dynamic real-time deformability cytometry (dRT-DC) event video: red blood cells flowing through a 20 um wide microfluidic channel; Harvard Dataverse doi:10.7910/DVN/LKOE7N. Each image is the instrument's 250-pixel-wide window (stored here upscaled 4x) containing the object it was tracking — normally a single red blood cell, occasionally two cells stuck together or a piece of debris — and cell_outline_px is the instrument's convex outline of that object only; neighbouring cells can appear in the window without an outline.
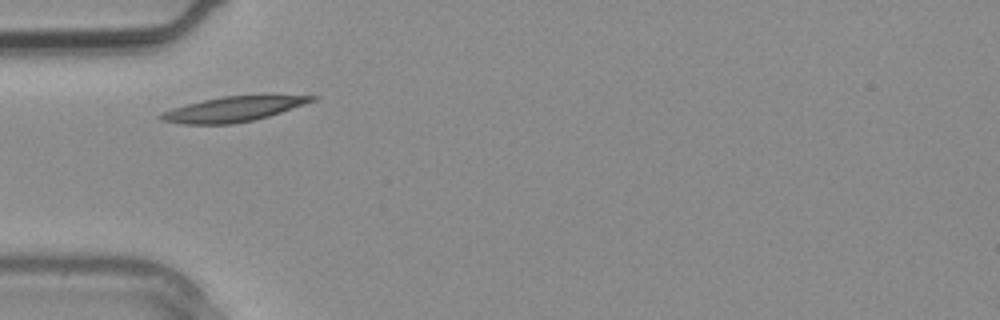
{"species": "common noctule bat (a hibernating species)", "species_latin": "Nyctalus noctula", "temperature_condition": "warm", "stored_images_in_passage": 1, "camera_frame_rate_fps": 3000, "um_per_image_px": 0.085, "animal": {"sex": "male", "body_mass_g": 20.4}, "frame": {"image": 1, "passage_image": 1, "time_ms": 0.0, "image_size_px": [1000, 320], "cell_outline_px": [[320, 96], [316, 100], [268, 116], [252, 120], [232, 124], [180, 124], [160, 120], [156, 116], [160, 112], [172, 108], [204, 100], [224, 96]], "centroid_in_image_um": [19.71, 9.29], "position_along_channel_um": 65.3, "area_um2": 21.56}}